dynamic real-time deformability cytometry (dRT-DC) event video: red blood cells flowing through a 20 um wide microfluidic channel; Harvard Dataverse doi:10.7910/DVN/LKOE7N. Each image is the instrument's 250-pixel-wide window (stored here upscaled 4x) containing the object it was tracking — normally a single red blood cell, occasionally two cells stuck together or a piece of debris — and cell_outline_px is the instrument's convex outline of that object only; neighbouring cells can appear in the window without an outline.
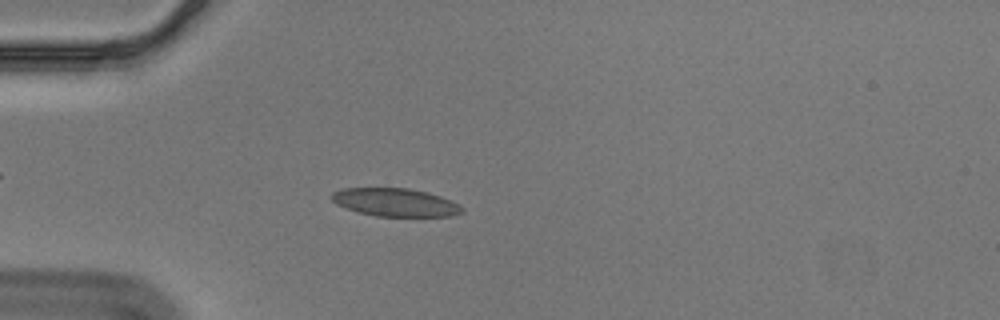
{"species": "Egyptian fruit bat (a non-hibernating species)", "species_latin": "Rousettus aegyptiacus", "temperature_condition": "cold", "stored_images_in_passage": 56, "segment_of_instrument_passage": [1, 2], "camera_frame_rate_fps": 3000, "um_per_image_px": 0.085, "animal": {"sex": "male"}, "frame": {"image": 1, "passage_image": 16, "time_ms": 5.0, "image_size_px": [1000, 320], "cell_outline_px": [[464, 212], [452, 216], [376, 216], [356, 212], [336, 204], [328, 196], [332, 192], [340, 188], [408, 188], [428, 192], [440, 196], [460, 204], [464, 208]], "centroid_in_image_um": [33.58, 17.19], "position_along_channel_um": 51.4, "area_um2": 21.62}}
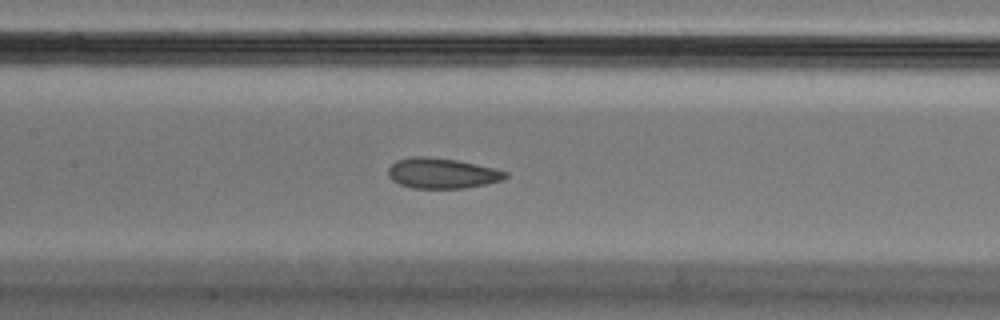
{"frame": {"image": 2, "passage_image": 27, "time_ms": 8.667, "image_size_px": [1000, 320], "cell_outline_px": [[508, 176], [504, 180], [464, 188], [412, 188], [400, 184], [392, 180], [388, 176], [388, 168], [396, 160], [412, 156], [424, 156], [456, 160], [476, 164], [508, 172]], "centroid_in_image_um": [37.55, 14.72], "position_along_channel_um": 169.8, "area_um2": 20.69}}
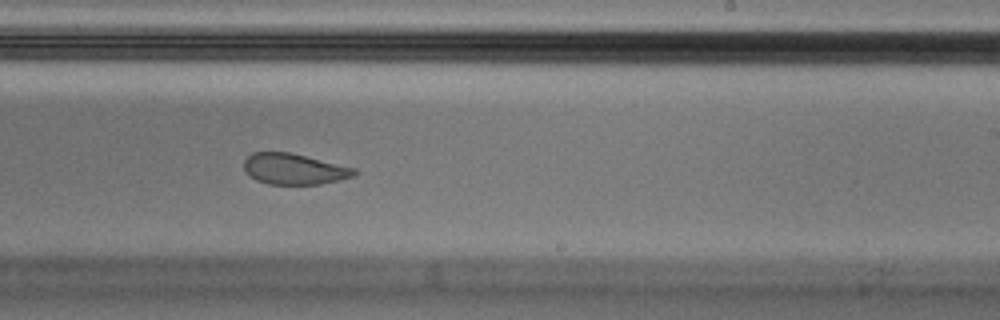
{"frame": {"image": 3, "passage_image": 35, "time_ms": 11.333, "image_size_px": [1000, 320], "cell_outline_px": [[356, 172], [352, 176], [320, 184], [268, 184], [256, 180], [244, 168], [244, 160], [252, 152], [288, 152], [356, 168]], "centroid_in_image_um": [24.97, 14.36], "position_along_channel_um": 264.0, "area_um2": 19.48}}